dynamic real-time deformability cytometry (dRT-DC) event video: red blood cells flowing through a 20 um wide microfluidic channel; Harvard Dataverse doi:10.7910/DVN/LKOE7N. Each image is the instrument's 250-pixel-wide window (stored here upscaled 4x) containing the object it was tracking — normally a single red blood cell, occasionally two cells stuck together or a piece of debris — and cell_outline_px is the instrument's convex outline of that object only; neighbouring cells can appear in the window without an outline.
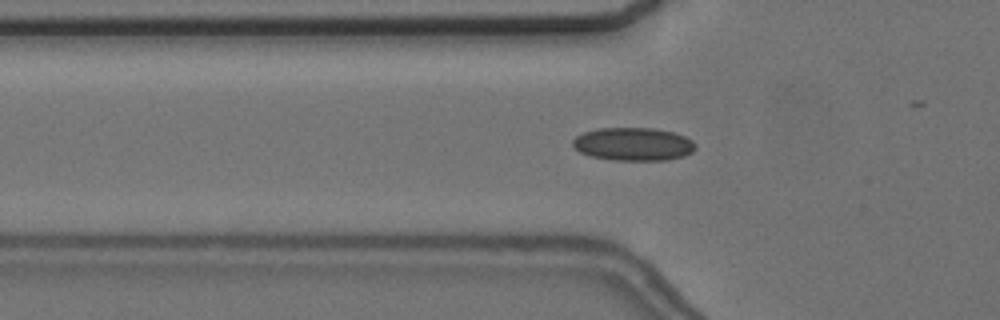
{"species": "common noctule bat (a hibernating species)", "species_latin": "Nyctalus noctula", "temperature_condition": "cold", "stored_images_in_passage": 45, "camera_frame_rate_fps": 3000, "um_per_image_px": 0.085, "animal": {"sex": "female", "body_mass_g": 24.6, "forearm_length_mm": 56.2}, "frame": {"image": 1, "passage_image": 19, "time_ms": 6.0, "image_size_px": [1000, 320], "cell_outline_px": [[696, 148], [692, 152], [684, 156], [668, 160], [612, 160], [592, 156], [580, 152], [572, 144], [572, 140], [576, 136], [584, 132], [596, 128], [656, 128], [672, 132], [684, 136], [692, 140], [696, 144]], "centroid_in_image_um": [53.84, 12.25], "position_along_channel_um": 72.0, "area_um2": 23.76}}
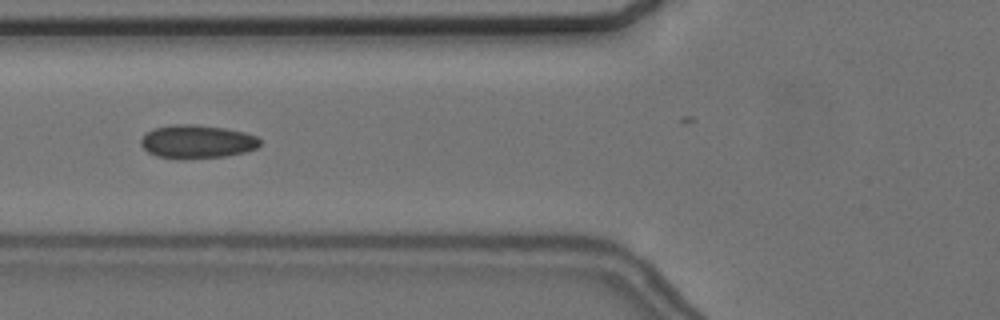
{"frame": {"image": 2, "passage_image": 22, "time_ms": 7.0, "image_size_px": [1000, 320], "cell_outline_px": [[260, 144], [256, 148], [244, 152], [228, 156], [156, 156], [148, 152], [140, 144], [140, 140], [144, 132], [156, 128], [176, 124], [196, 124], [224, 128], [244, 132], [256, 136], [260, 140]], "centroid_in_image_um": [16.75, 11.99], "position_along_channel_um": 109.1, "area_um2": 22.43}}
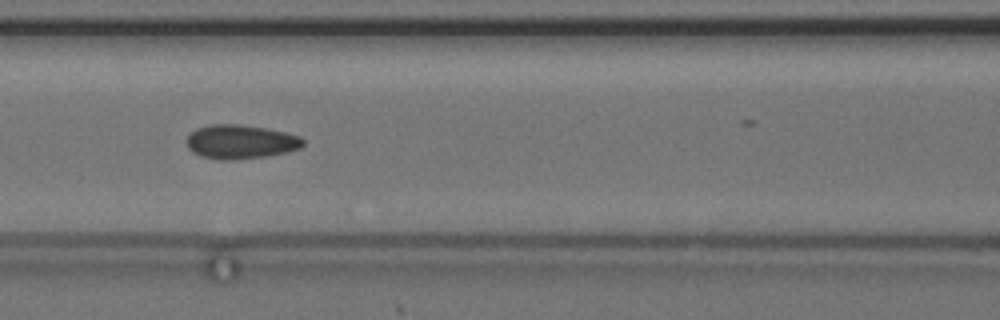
{"frame": {"image": 3, "passage_image": 25, "time_ms": 8.0, "image_size_px": [1000, 320], "cell_outline_px": [[304, 144], [300, 148], [288, 152], [264, 156], [232, 160], [220, 160], [200, 156], [192, 152], [188, 148], [188, 136], [196, 128], [208, 124], [240, 124], [264, 128], [284, 132], [300, 136], [304, 140]], "centroid_in_image_um": [20.44, 12.05], "position_along_channel_um": 146.2, "area_um2": 23.06}}